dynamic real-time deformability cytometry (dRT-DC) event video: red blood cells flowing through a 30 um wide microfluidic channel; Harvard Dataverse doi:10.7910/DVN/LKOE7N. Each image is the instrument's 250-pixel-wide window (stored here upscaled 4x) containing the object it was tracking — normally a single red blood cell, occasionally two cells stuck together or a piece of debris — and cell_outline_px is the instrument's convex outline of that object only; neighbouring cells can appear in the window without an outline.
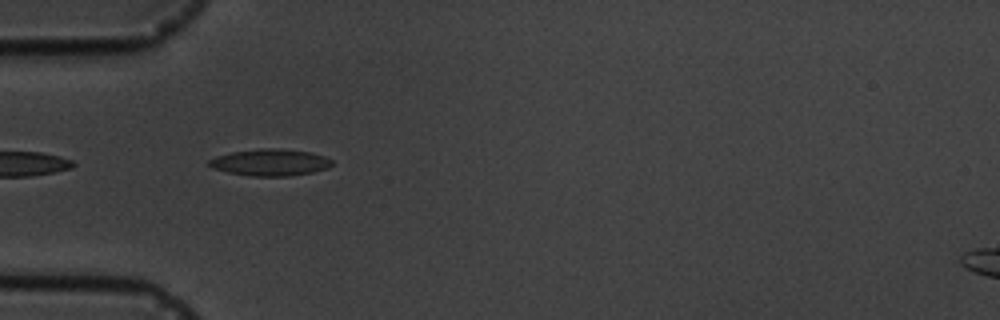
{"species": "common noctule bat (a hibernating species)", "species_latin": "Nyctalus noctula", "temperature_condition": "cold", "stored_images_in_passage": 6, "camera_frame_rate_fps": 3000, "um_per_image_px": 0.085, "animal": {"sex": "male", "body_mass_g": 19.5, "forearm_length_mm": 54.6}, "frame": {"image": 1, "passage_image": 5, "time_ms": 4.667, "image_size_px": [1000, 320], "cell_outline_px": [[332, 164], [328, 168], [312, 172], [288, 176], [252, 176], [228, 172], [212, 168], [208, 164], [208, 160], [216, 156], [232, 152], [264, 148], [280, 148], [312, 152], [324, 156], [332, 160]], "centroid_in_image_um": [22.97, 13.8], "position_along_channel_um": 62.0, "area_um2": 19.13}}